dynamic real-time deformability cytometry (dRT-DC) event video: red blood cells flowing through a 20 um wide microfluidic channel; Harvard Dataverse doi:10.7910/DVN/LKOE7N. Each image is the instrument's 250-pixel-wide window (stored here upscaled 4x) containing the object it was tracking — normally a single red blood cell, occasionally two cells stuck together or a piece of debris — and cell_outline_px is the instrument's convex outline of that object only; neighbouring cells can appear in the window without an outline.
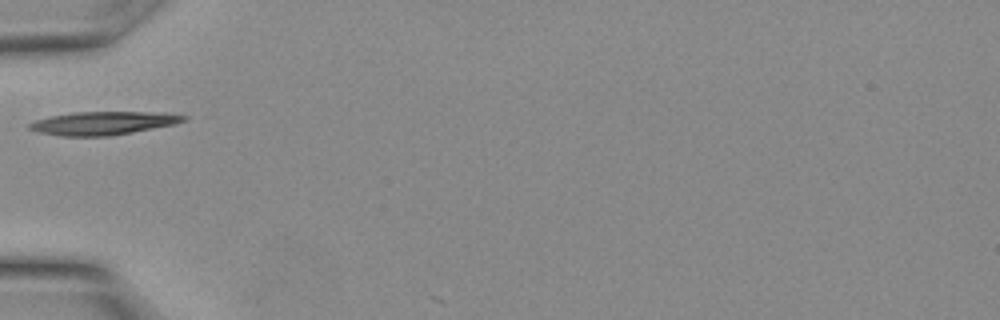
{"species": "Egyptian fruit bat (a non-hibernating species)", "species_latin": "Rousettus aegyptiacus", "temperature_condition": "warm", "stored_images_in_passage": 3, "camera_frame_rate_fps": 3000, "um_per_image_px": 0.085, "animal": {"sex": "female"}, "frame": {"image": 1, "passage_image": 1, "time_ms": 0.0, "image_size_px": [1000, 320], "cell_outline_px": [[188, 120], [176, 124], [132, 132], [108, 136], [64, 136], [40, 132], [28, 128], [28, 124], [36, 120], [52, 116], [76, 112], [168, 112], [188, 116]], "centroid_in_image_um": [8.86, 10.46], "position_along_channel_um": 76.1, "area_um2": 20.87}}